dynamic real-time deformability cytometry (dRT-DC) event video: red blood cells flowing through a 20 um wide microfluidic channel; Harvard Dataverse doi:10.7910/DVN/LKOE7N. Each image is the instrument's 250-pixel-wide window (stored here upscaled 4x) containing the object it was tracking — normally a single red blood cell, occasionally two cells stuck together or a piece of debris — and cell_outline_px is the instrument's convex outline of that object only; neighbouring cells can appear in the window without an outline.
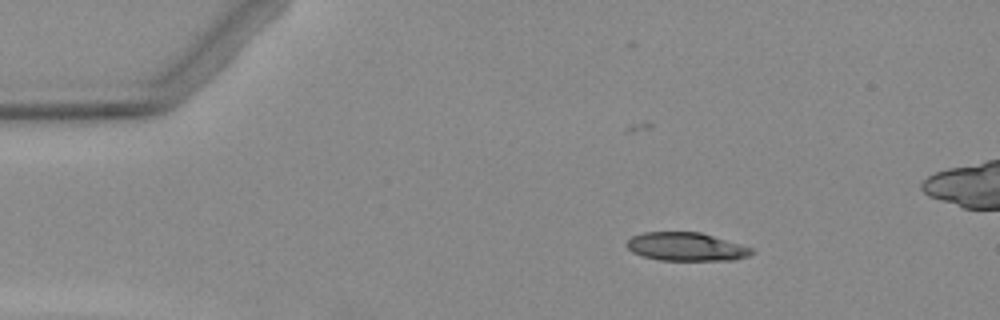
{"species": "Egyptian fruit bat (a non-hibernating species)", "species_latin": "Rousettus aegyptiacus", "temperature_condition": "warm", "stored_images_in_passage": 6, "camera_frame_rate_fps": 3000, "um_per_image_px": 0.085, "animal": {"sex": "female"}, "frame": {"image": 1, "passage_image": 3, "time_ms": 3.667, "image_size_px": [1000, 320], "cell_outline_px": [[756, 252], [748, 256], [732, 260], [660, 260], [644, 256], [632, 252], [624, 244], [632, 236], [644, 232], [700, 232], [752, 248]], "centroid_in_image_um": [58.31, 20.97], "position_along_channel_um": 26.7, "area_um2": 20.52}}